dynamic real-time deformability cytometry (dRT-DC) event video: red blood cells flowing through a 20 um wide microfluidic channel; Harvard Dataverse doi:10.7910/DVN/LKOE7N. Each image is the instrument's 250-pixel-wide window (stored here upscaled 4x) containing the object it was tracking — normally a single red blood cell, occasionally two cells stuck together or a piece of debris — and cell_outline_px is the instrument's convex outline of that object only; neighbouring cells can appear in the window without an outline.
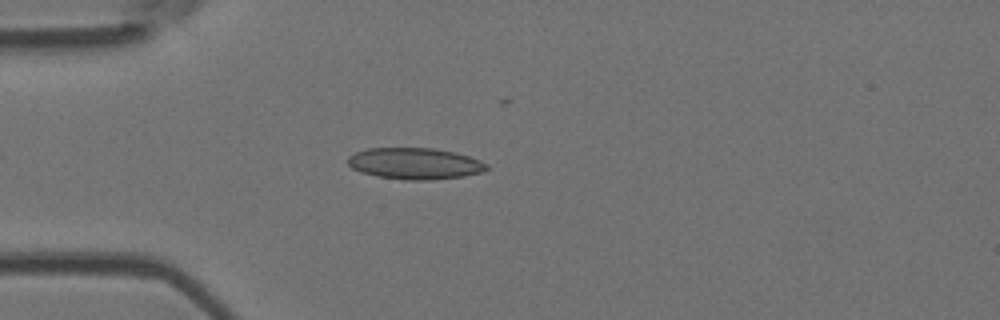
{"species": "Egyptian fruit bat (a non-hibernating species)", "species_latin": "Rousettus aegyptiacus", "temperature_condition": "room temperature", "stored_images_in_passage": 5, "camera_frame_rate_fps": 3000, "um_per_image_px": 0.085, "animal": {"sex": "female"}, "frame": {"image": 1, "passage_image": 4, "time_ms": 3.667, "image_size_px": [1000, 320], "cell_outline_px": [[488, 168], [484, 172], [464, 176], [432, 180], [404, 180], [380, 176], [360, 172], [352, 168], [348, 164], [348, 156], [356, 152], [368, 148], [432, 148], [456, 152], [480, 160], [488, 164]], "centroid_in_image_um": [35.29, 13.9], "position_along_channel_um": 49.7, "area_um2": 25.49}}